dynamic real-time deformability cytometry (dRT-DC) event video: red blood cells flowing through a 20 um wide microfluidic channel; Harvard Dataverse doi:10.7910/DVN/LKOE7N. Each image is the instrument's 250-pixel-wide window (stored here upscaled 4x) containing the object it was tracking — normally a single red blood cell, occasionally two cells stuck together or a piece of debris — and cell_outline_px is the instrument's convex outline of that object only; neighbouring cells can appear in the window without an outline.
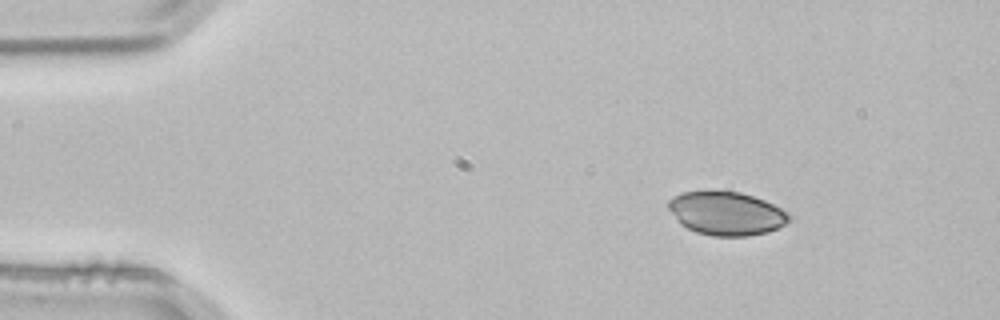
{"species": "common noctule bat (a hibernating species)", "species_latin": "Nyctalus noctula", "temperature_condition": "room temperature", "stored_images_in_passage": 4, "camera_frame_rate_fps": 3000, "um_per_image_px": 0.085, "animal": {"sex": "male", "body_mass_g": 21.5, "forearm_length_mm": 52.0}, "frame": {"image": 1, "passage_image": 2, "time_ms": 0.333, "image_size_px": [1000, 320], "cell_outline_px": [[792, 216], [784, 224], [768, 232], [748, 236], [712, 236], [696, 232], [680, 224], [668, 208], [668, 200], [672, 196], [680, 192], [708, 188], [712, 188], [740, 192], [764, 200], [788, 212]], "centroid_in_image_um": [61.68, 18.09], "position_along_channel_um": 23.3, "area_um2": 31.27}}